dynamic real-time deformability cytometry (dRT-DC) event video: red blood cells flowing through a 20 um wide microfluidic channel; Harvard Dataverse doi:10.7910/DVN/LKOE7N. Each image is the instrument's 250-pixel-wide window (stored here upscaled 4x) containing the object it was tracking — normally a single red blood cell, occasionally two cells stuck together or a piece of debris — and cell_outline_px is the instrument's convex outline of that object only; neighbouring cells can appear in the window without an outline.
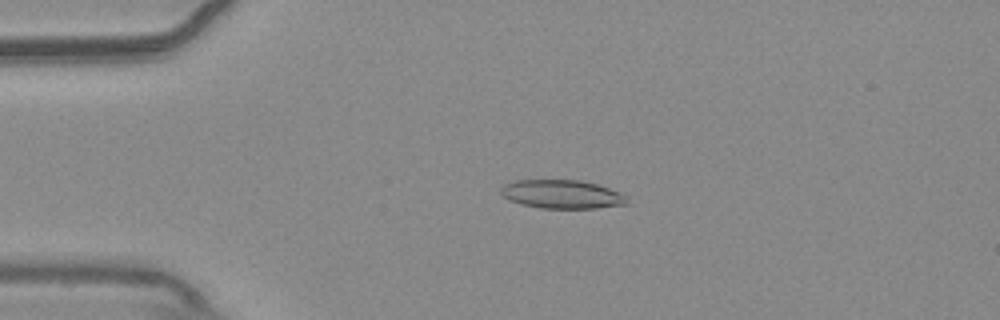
{"species": "common noctule bat (a hibernating species)", "species_latin": "Nyctalus noctula", "temperature_condition": "warm", "stored_images_in_passage": 55, "camera_frame_rate_fps": 3000, "um_per_image_px": 0.085, "animal": {"sex": "male", "body_mass_g": 20.4}, "frame": {"image": 1, "passage_image": 13, "time_ms": 4.0, "image_size_px": [1000, 320], "cell_outline_px": [[628, 204], [596, 208], [540, 208], [520, 204], [504, 196], [500, 192], [500, 188], [504, 184], [516, 180], [580, 180], [596, 184], [620, 192], [628, 196]], "centroid_in_image_um": [47.79, 16.51], "position_along_channel_um": 37.2, "area_um2": 21.04}}
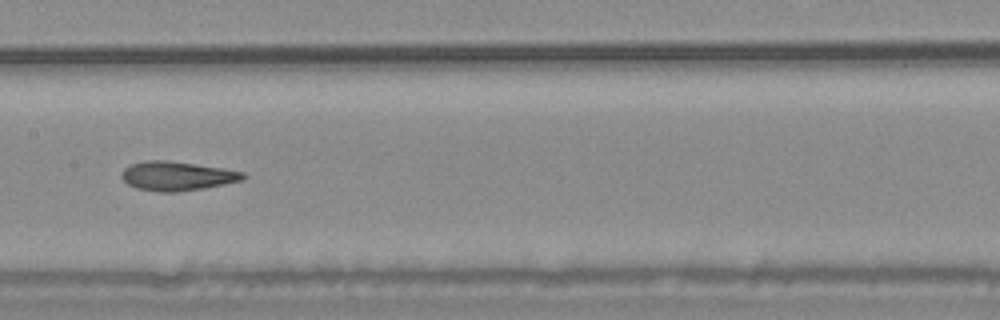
{"frame": {"image": 2, "passage_image": 28, "time_ms": 9.0, "image_size_px": [1000, 320], "cell_outline_px": [[248, 176], [244, 180], [204, 188], [176, 192], [160, 192], [136, 188], [128, 184], [120, 176], [120, 172], [124, 168], [132, 164], [144, 160], [168, 160], [224, 168], [244, 172]], "centroid_in_image_um": [15.06, 14.95], "position_along_channel_um": 192.3, "area_um2": 20.81}}
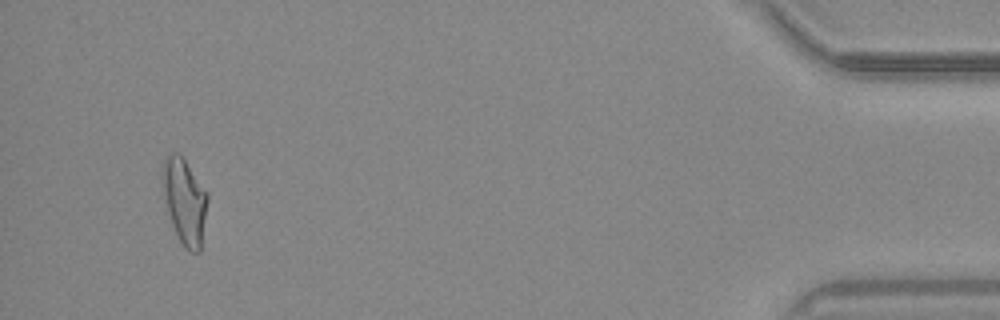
{"frame": {"image": 3, "passage_image": 52, "time_ms": 17.0, "image_size_px": [1000, 320], "cell_outline_px": [[208, 200], [200, 252], [192, 252], [184, 248], [172, 224], [168, 212], [160, 180], [160, 168], [164, 160], [172, 152], [180, 152], [208, 192]], "centroid_in_image_um": [15.68, 17.03], "position_along_channel_um": 419.5, "area_um2": 22.83}, "authors_computed_cell_mechanics": {"area_um2": 20.9814, "velocity_mm_per_s": 3.7855, "shape_relaxation_time_tau1_ms": null, "shape_relaxation_time_tau2_ms": 1.5002, "deformation_change_tau1": null, "deformation_change_tau2": 0.0975}}